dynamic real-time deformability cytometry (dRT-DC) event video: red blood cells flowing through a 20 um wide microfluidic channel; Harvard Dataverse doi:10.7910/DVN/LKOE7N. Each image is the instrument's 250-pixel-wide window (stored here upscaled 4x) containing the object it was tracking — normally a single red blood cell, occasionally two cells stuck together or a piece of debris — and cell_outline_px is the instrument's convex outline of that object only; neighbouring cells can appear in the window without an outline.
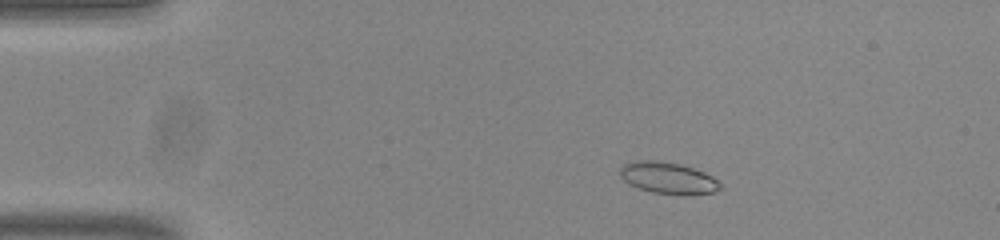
{"species": "common noctule bat (a hibernating species)", "species_latin": "Nyctalus noctula", "temperature_condition": "room temperature", "stored_images_in_passage": 36, "camera_frame_rate_fps": 3000, "um_per_image_px": 0.085, "animal": {"sex": "male", "body_mass_g": 20.0, "forearm_length_mm": 53.3}, "frame": {"image": 1, "passage_image": 8, "time_ms": 2.333, "image_size_px": [1000, 240], "cell_outline_px": [[724, 188], [712, 192], [688, 196], [652, 192], [628, 184], [620, 176], [620, 168], [624, 164], [636, 160], [660, 160], [680, 164], [704, 172], [712, 176]], "centroid_in_image_um": [56.79, 15.13], "position_along_channel_um": 28.2, "area_um2": 18.61}}
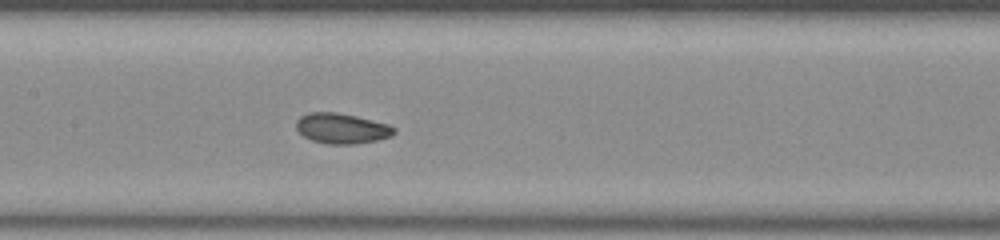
{"frame": {"image": 2, "passage_image": 25, "time_ms": 8.0, "image_size_px": [1000, 240], "cell_outline_px": [[396, 132], [392, 136], [376, 140], [356, 144], [328, 144], [312, 140], [304, 136], [296, 128], [296, 120], [300, 116], [308, 112], [336, 112], [356, 116], [388, 124], [396, 128]], "centroid_in_image_um": [29.05, 10.91], "position_along_channel_um": 178.4, "area_um2": 17.34}}
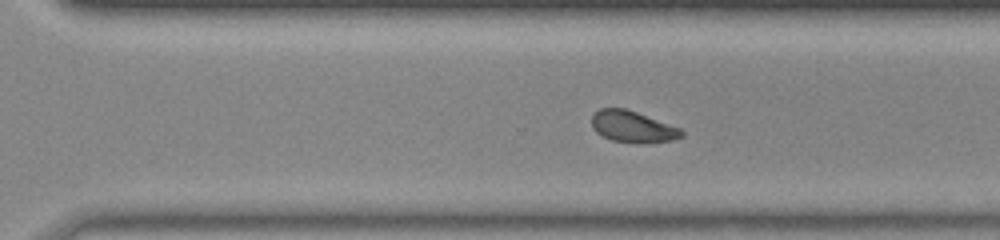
{"frame": {"image": 3, "passage_image": 36, "time_ms": 11.667, "image_size_px": [1000, 240], "cell_outline_px": [[684, 136], [672, 140], [636, 144], [612, 140], [596, 132], [592, 128], [592, 116], [600, 108], [624, 108], [636, 112], [680, 128], [684, 132]], "centroid_in_image_um": [53.77, 10.78], "position_along_channel_um": 316.8, "area_um2": 16.36}}